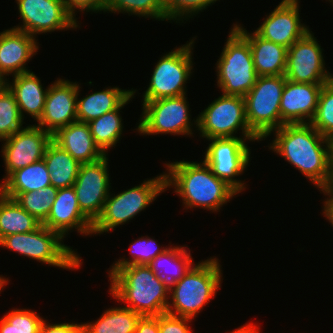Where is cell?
<instances>
[{"mask_svg":"<svg viewBox=\"0 0 333 333\" xmlns=\"http://www.w3.org/2000/svg\"><path fill=\"white\" fill-rule=\"evenodd\" d=\"M272 133L274 138L268 144L269 150L288 161L318 190L333 183L329 138L310 123L284 124L267 137Z\"/></svg>","mask_w":333,"mask_h":333,"instance_id":"cell-1","label":"cell"},{"mask_svg":"<svg viewBox=\"0 0 333 333\" xmlns=\"http://www.w3.org/2000/svg\"><path fill=\"white\" fill-rule=\"evenodd\" d=\"M165 188L174 189L182 198L185 210L202 208L212 213L220 212L239 193L226 181L217 178L204 162L175 161L164 163ZM231 199V200H230Z\"/></svg>","mask_w":333,"mask_h":333,"instance_id":"cell-2","label":"cell"},{"mask_svg":"<svg viewBox=\"0 0 333 333\" xmlns=\"http://www.w3.org/2000/svg\"><path fill=\"white\" fill-rule=\"evenodd\" d=\"M109 293L140 316L167 313L169 285L147 265L120 267L110 277Z\"/></svg>","mask_w":333,"mask_h":333,"instance_id":"cell-3","label":"cell"},{"mask_svg":"<svg viewBox=\"0 0 333 333\" xmlns=\"http://www.w3.org/2000/svg\"><path fill=\"white\" fill-rule=\"evenodd\" d=\"M219 262L216 256L202 260L170 285L167 313L196 319L221 288L223 271Z\"/></svg>","mask_w":333,"mask_h":333,"instance_id":"cell-4","label":"cell"},{"mask_svg":"<svg viewBox=\"0 0 333 333\" xmlns=\"http://www.w3.org/2000/svg\"><path fill=\"white\" fill-rule=\"evenodd\" d=\"M64 238L41 224L34 231L11 234L0 239V246L50 267L68 270L81 268L80 255L63 242Z\"/></svg>","mask_w":333,"mask_h":333,"instance_id":"cell-5","label":"cell"},{"mask_svg":"<svg viewBox=\"0 0 333 333\" xmlns=\"http://www.w3.org/2000/svg\"><path fill=\"white\" fill-rule=\"evenodd\" d=\"M156 176L116 195L110 192L101 215L93 223L92 235L111 232L149 207L166 191L164 172Z\"/></svg>","mask_w":333,"mask_h":333,"instance_id":"cell-6","label":"cell"},{"mask_svg":"<svg viewBox=\"0 0 333 333\" xmlns=\"http://www.w3.org/2000/svg\"><path fill=\"white\" fill-rule=\"evenodd\" d=\"M216 63L217 85L222 94L245 96L258 75L248 40L232 25Z\"/></svg>","mask_w":333,"mask_h":333,"instance_id":"cell-7","label":"cell"},{"mask_svg":"<svg viewBox=\"0 0 333 333\" xmlns=\"http://www.w3.org/2000/svg\"><path fill=\"white\" fill-rule=\"evenodd\" d=\"M196 37L160 57L141 102L187 94L186 84L194 72L192 56Z\"/></svg>","mask_w":333,"mask_h":333,"instance_id":"cell-8","label":"cell"},{"mask_svg":"<svg viewBox=\"0 0 333 333\" xmlns=\"http://www.w3.org/2000/svg\"><path fill=\"white\" fill-rule=\"evenodd\" d=\"M198 117V134L201 138H233L242 131L247 141H262L248 126L245 99L238 95L222 94L214 99Z\"/></svg>","mask_w":333,"mask_h":333,"instance_id":"cell-9","label":"cell"},{"mask_svg":"<svg viewBox=\"0 0 333 333\" xmlns=\"http://www.w3.org/2000/svg\"><path fill=\"white\" fill-rule=\"evenodd\" d=\"M187 94L142 103L137 130L139 135L170 134L193 136V125L198 128V117L191 119ZM192 120V121H191ZM194 121V123H193Z\"/></svg>","mask_w":333,"mask_h":333,"instance_id":"cell-10","label":"cell"},{"mask_svg":"<svg viewBox=\"0 0 333 333\" xmlns=\"http://www.w3.org/2000/svg\"><path fill=\"white\" fill-rule=\"evenodd\" d=\"M285 82L284 75L258 76L244 96L248 126L262 141L281 127L280 103Z\"/></svg>","mask_w":333,"mask_h":333,"instance_id":"cell-11","label":"cell"},{"mask_svg":"<svg viewBox=\"0 0 333 333\" xmlns=\"http://www.w3.org/2000/svg\"><path fill=\"white\" fill-rule=\"evenodd\" d=\"M205 149L203 161L210 167L212 173L219 179L226 181L238 193L245 191V180L235 178L243 175L249 165L251 149L247 140L239 137L212 138ZM245 182V183H244Z\"/></svg>","mask_w":333,"mask_h":333,"instance_id":"cell-12","label":"cell"},{"mask_svg":"<svg viewBox=\"0 0 333 333\" xmlns=\"http://www.w3.org/2000/svg\"><path fill=\"white\" fill-rule=\"evenodd\" d=\"M21 25L12 28L24 31L36 39L37 34L80 28L63 0H15ZM66 29V30H65Z\"/></svg>","mask_w":333,"mask_h":333,"instance_id":"cell-13","label":"cell"},{"mask_svg":"<svg viewBox=\"0 0 333 333\" xmlns=\"http://www.w3.org/2000/svg\"><path fill=\"white\" fill-rule=\"evenodd\" d=\"M309 30L287 50L285 78L297 83L325 84L331 73L325 67L323 49Z\"/></svg>","mask_w":333,"mask_h":333,"instance_id":"cell-14","label":"cell"},{"mask_svg":"<svg viewBox=\"0 0 333 333\" xmlns=\"http://www.w3.org/2000/svg\"><path fill=\"white\" fill-rule=\"evenodd\" d=\"M108 155L93 163L81 164L73 188L81 211L94 223L109 196Z\"/></svg>","mask_w":333,"mask_h":333,"instance_id":"cell-15","label":"cell"},{"mask_svg":"<svg viewBox=\"0 0 333 333\" xmlns=\"http://www.w3.org/2000/svg\"><path fill=\"white\" fill-rule=\"evenodd\" d=\"M2 141L1 157L6 171L4 181L12 172L42 160L48 144L52 141V134L35 123L24 126Z\"/></svg>","mask_w":333,"mask_h":333,"instance_id":"cell-16","label":"cell"},{"mask_svg":"<svg viewBox=\"0 0 333 333\" xmlns=\"http://www.w3.org/2000/svg\"><path fill=\"white\" fill-rule=\"evenodd\" d=\"M299 3L300 0H282L266 15L255 32L260 37L288 49L310 30L309 26L301 23Z\"/></svg>","mask_w":333,"mask_h":333,"instance_id":"cell-17","label":"cell"},{"mask_svg":"<svg viewBox=\"0 0 333 333\" xmlns=\"http://www.w3.org/2000/svg\"><path fill=\"white\" fill-rule=\"evenodd\" d=\"M78 82L57 78L48 85L44 111L38 127L54 134L59 128L77 121Z\"/></svg>","mask_w":333,"mask_h":333,"instance_id":"cell-18","label":"cell"},{"mask_svg":"<svg viewBox=\"0 0 333 333\" xmlns=\"http://www.w3.org/2000/svg\"><path fill=\"white\" fill-rule=\"evenodd\" d=\"M324 84L297 83L286 79L280 103L281 126L310 123Z\"/></svg>","mask_w":333,"mask_h":333,"instance_id":"cell-19","label":"cell"},{"mask_svg":"<svg viewBox=\"0 0 333 333\" xmlns=\"http://www.w3.org/2000/svg\"><path fill=\"white\" fill-rule=\"evenodd\" d=\"M43 225L58 232L63 238L74 229L82 236H92L93 222L81 211L73 187L58 189Z\"/></svg>","mask_w":333,"mask_h":333,"instance_id":"cell-20","label":"cell"},{"mask_svg":"<svg viewBox=\"0 0 333 333\" xmlns=\"http://www.w3.org/2000/svg\"><path fill=\"white\" fill-rule=\"evenodd\" d=\"M28 33L10 28L0 32V74L7 76L29 72V62L39 50V42Z\"/></svg>","mask_w":333,"mask_h":333,"instance_id":"cell-21","label":"cell"},{"mask_svg":"<svg viewBox=\"0 0 333 333\" xmlns=\"http://www.w3.org/2000/svg\"><path fill=\"white\" fill-rule=\"evenodd\" d=\"M52 140L80 164L93 163L106 156L96 145L88 123L75 121L59 128Z\"/></svg>","mask_w":333,"mask_h":333,"instance_id":"cell-22","label":"cell"},{"mask_svg":"<svg viewBox=\"0 0 333 333\" xmlns=\"http://www.w3.org/2000/svg\"><path fill=\"white\" fill-rule=\"evenodd\" d=\"M233 26L248 40L258 76L285 74L287 48L260 37L255 31L249 33L239 23Z\"/></svg>","mask_w":333,"mask_h":333,"instance_id":"cell-23","label":"cell"},{"mask_svg":"<svg viewBox=\"0 0 333 333\" xmlns=\"http://www.w3.org/2000/svg\"><path fill=\"white\" fill-rule=\"evenodd\" d=\"M12 77V82L7 79V87L14 94L23 120L26 113L38 122L44 111L48 87L44 89L40 78L32 71Z\"/></svg>","mask_w":333,"mask_h":333,"instance_id":"cell-24","label":"cell"},{"mask_svg":"<svg viewBox=\"0 0 333 333\" xmlns=\"http://www.w3.org/2000/svg\"><path fill=\"white\" fill-rule=\"evenodd\" d=\"M80 85L77 93V121L88 123L103 114L117 109L131 94L132 89H122L118 87H107L102 91H95L81 99Z\"/></svg>","mask_w":333,"mask_h":333,"instance_id":"cell-25","label":"cell"},{"mask_svg":"<svg viewBox=\"0 0 333 333\" xmlns=\"http://www.w3.org/2000/svg\"><path fill=\"white\" fill-rule=\"evenodd\" d=\"M51 185L50 173L44 159L12 172L0 183V192L15 199L20 193L39 191Z\"/></svg>","mask_w":333,"mask_h":333,"instance_id":"cell-26","label":"cell"},{"mask_svg":"<svg viewBox=\"0 0 333 333\" xmlns=\"http://www.w3.org/2000/svg\"><path fill=\"white\" fill-rule=\"evenodd\" d=\"M156 256L147 266L169 286L179 281L194 265L187 245L171 246Z\"/></svg>","mask_w":333,"mask_h":333,"instance_id":"cell-27","label":"cell"},{"mask_svg":"<svg viewBox=\"0 0 333 333\" xmlns=\"http://www.w3.org/2000/svg\"><path fill=\"white\" fill-rule=\"evenodd\" d=\"M136 91L138 90L132 88V94L117 109L88 122L96 145L105 155H108V150L115 147L122 139L124 126L120 114L122 111L120 110L132 101L131 99L135 97Z\"/></svg>","mask_w":333,"mask_h":333,"instance_id":"cell-28","label":"cell"},{"mask_svg":"<svg viewBox=\"0 0 333 333\" xmlns=\"http://www.w3.org/2000/svg\"><path fill=\"white\" fill-rule=\"evenodd\" d=\"M43 159L52 186L57 189L73 187L81 165L77 160L53 140L48 144Z\"/></svg>","mask_w":333,"mask_h":333,"instance_id":"cell-29","label":"cell"},{"mask_svg":"<svg viewBox=\"0 0 333 333\" xmlns=\"http://www.w3.org/2000/svg\"><path fill=\"white\" fill-rule=\"evenodd\" d=\"M140 315L125 307H110L95 321L82 322V333H135Z\"/></svg>","mask_w":333,"mask_h":333,"instance_id":"cell-30","label":"cell"},{"mask_svg":"<svg viewBox=\"0 0 333 333\" xmlns=\"http://www.w3.org/2000/svg\"><path fill=\"white\" fill-rule=\"evenodd\" d=\"M40 225L14 199L0 192V239L11 234L34 231Z\"/></svg>","mask_w":333,"mask_h":333,"instance_id":"cell-31","label":"cell"},{"mask_svg":"<svg viewBox=\"0 0 333 333\" xmlns=\"http://www.w3.org/2000/svg\"><path fill=\"white\" fill-rule=\"evenodd\" d=\"M123 13L166 21L164 0H104V13Z\"/></svg>","mask_w":333,"mask_h":333,"instance_id":"cell-32","label":"cell"},{"mask_svg":"<svg viewBox=\"0 0 333 333\" xmlns=\"http://www.w3.org/2000/svg\"><path fill=\"white\" fill-rule=\"evenodd\" d=\"M147 236V237H146ZM145 237L141 236L137 240H134L129 248L130 258H119L115 263H113L109 269V277L120 267L130 266V265H148L156 256L162 254L167 247H162L157 244L158 241H155L154 238L146 235ZM161 246V247H160Z\"/></svg>","mask_w":333,"mask_h":333,"instance_id":"cell-33","label":"cell"},{"mask_svg":"<svg viewBox=\"0 0 333 333\" xmlns=\"http://www.w3.org/2000/svg\"><path fill=\"white\" fill-rule=\"evenodd\" d=\"M58 189L50 185L39 191L20 193L14 200L43 224L50 213Z\"/></svg>","mask_w":333,"mask_h":333,"instance_id":"cell-34","label":"cell"},{"mask_svg":"<svg viewBox=\"0 0 333 333\" xmlns=\"http://www.w3.org/2000/svg\"><path fill=\"white\" fill-rule=\"evenodd\" d=\"M43 318L29 308H13L0 318V333H38Z\"/></svg>","mask_w":333,"mask_h":333,"instance_id":"cell-35","label":"cell"},{"mask_svg":"<svg viewBox=\"0 0 333 333\" xmlns=\"http://www.w3.org/2000/svg\"><path fill=\"white\" fill-rule=\"evenodd\" d=\"M24 123L14 94L6 86L0 92V141L24 128Z\"/></svg>","mask_w":333,"mask_h":333,"instance_id":"cell-36","label":"cell"},{"mask_svg":"<svg viewBox=\"0 0 333 333\" xmlns=\"http://www.w3.org/2000/svg\"><path fill=\"white\" fill-rule=\"evenodd\" d=\"M310 124L323 136L333 137V83L323 85L318 106Z\"/></svg>","mask_w":333,"mask_h":333,"instance_id":"cell-37","label":"cell"},{"mask_svg":"<svg viewBox=\"0 0 333 333\" xmlns=\"http://www.w3.org/2000/svg\"><path fill=\"white\" fill-rule=\"evenodd\" d=\"M166 21L184 23L219 0H164ZM182 21V22H180Z\"/></svg>","mask_w":333,"mask_h":333,"instance_id":"cell-38","label":"cell"},{"mask_svg":"<svg viewBox=\"0 0 333 333\" xmlns=\"http://www.w3.org/2000/svg\"><path fill=\"white\" fill-rule=\"evenodd\" d=\"M193 319L174 316L168 313L159 315V332L160 333H193L189 323Z\"/></svg>","mask_w":333,"mask_h":333,"instance_id":"cell-39","label":"cell"},{"mask_svg":"<svg viewBox=\"0 0 333 333\" xmlns=\"http://www.w3.org/2000/svg\"><path fill=\"white\" fill-rule=\"evenodd\" d=\"M68 12L77 20V13L80 12H102L104 13V0H63ZM78 10V11H77ZM77 12V13H76Z\"/></svg>","mask_w":333,"mask_h":333,"instance_id":"cell-40","label":"cell"},{"mask_svg":"<svg viewBox=\"0 0 333 333\" xmlns=\"http://www.w3.org/2000/svg\"><path fill=\"white\" fill-rule=\"evenodd\" d=\"M38 333H82V323H49L47 319L43 321Z\"/></svg>","mask_w":333,"mask_h":333,"instance_id":"cell-41","label":"cell"},{"mask_svg":"<svg viewBox=\"0 0 333 333\" xmlns=\"http://www.w3.org/2000/svg\"><path fill=\"white\" fill-rule=\"evenodd\" d=\"M135 333H160L159 315L140 316L136 324Z\"/></svg>","mask_w":333,"mask_h":333,"instance_id":"cell-42","label":"cell"},{"mask_svg":"<svg viewBox=\"0 0 333 333\" xmlns=\"http://www.w3.org/2000/svg\"><path fill=\"white\" fill-rule=\"evenodd\" d=\"M319 191L320 193H323L325 197L327 196V198L323 200L324 205L322 215H324L326 220H328L333 227V183L325 188L320 189Z\"/></svg>","mask_w":333,"mask_h":333,"instance_id":"cell-43","label":"cell"},{"mask_svg":"<svg viewBox=\"0 0 333 333\" xmlns=\"http://www.w3.org/2000/svg\"><path fill=\"white\" fill-rule=\"evenodd\" d=\"M261 329L259 328V325H257L254 322H246L243 324V326H239L235 330L227 333H260Z\"/></svg>","mask_w":333,"mask_h":333,"instance_id":"cell-44","label":"cell"},{"mask_svg":"<svg viewBox=\"0 0 333 333\" xmlns=\"http://www.w3.org/2000/svg\"><path fill=\"white\" fill-rule=\"evenodd\" d=\"M9 284V278H6L5 276L0 275V294L3 291L4 287Z\"/></svg>","mask_w":333,"mask_h":333,"instance_id":"cell-45","label":"cell"},{"mask_svg":"<svg viewBox=\"0 0 333 333\" xmlns=\"http://www.w3.org/2000/svg\"><path fill=\"white\" fill-rule=\"evenodd\" d=\"M7 86V79L0 74V92Z\"/></svg>","mask_w":333,"mask_h":333,"instance_id":"cell-46","label":"cell"},{"mask_svg":"<svg viewBox=\"0 0 333 333\" xmlns=\"http://www.w3.org/2000/svg\"><path fill=\"white\" fill-rule=\"evenodd\" d=\"M331 170L333 175V137L330 138Z\"/></svg>","mask_w":333,"mask_h":333,"instance_id":"cell-47","label":"cell"},{"mask_svg":"<svg viewBox=\"0 0 333 333\" xmlns=\"http://www.w3.org/2000/svg\"><path fill=\"white\" fill-rule=\"evenodd\" d=\"M330 82L333 83V75H330Z\"/></svg>","mask_w":333,"mask_h":333,"instance_id":"cell-48","label":"cell"},{"mask_svg":"<svg viewBox=\"0 0 333 333\" xmlns=\"http://www.w3.org/2000/svg\"><path fill=\"white\" fill-rule=\"evenodd\" d=\"M327 1H330V5L333 6V0H327Z\"/></svg>","mask_w":333,"mask_h":333,"instance_id":"cell-49","label":"cell"}]
</instances>
